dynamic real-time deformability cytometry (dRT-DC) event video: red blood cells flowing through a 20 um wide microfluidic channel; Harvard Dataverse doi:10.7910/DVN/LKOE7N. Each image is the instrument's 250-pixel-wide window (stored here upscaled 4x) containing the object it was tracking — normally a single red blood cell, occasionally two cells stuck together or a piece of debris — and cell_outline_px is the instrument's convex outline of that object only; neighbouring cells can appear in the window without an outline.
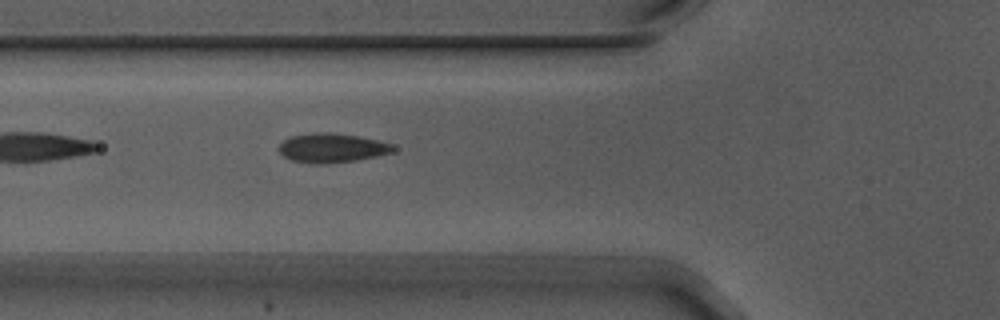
{"species": "Egyptian fruit bat (a non-hibernating species)", "species_latin": "Rousettus aegyptiacus", "temperature_condition": "warm", "stored_images_in_passage": 3, "camera_frame_rate_fps": 3000, "um_per_image_px": 0.085, "animal": {"sex": "male"}, "frame": {"image": 1, "passage_image": 3, "time_ms": 0.667, "image_size_px": [1000, 320], "cell_outline_px": [[396, 148], [392, 152], [356, 160], [324, 164], [312, 164], [292, 160], [284, 156], [280, 152], [280, 144], [288, 136], [312, 132], [336, 132], [360, 136], [380, 140], [392, 144]], "centroid_in_image_um": [28.21, 12.55], "position_along_channel_um": 97.6, "area_um2": 19.65}}